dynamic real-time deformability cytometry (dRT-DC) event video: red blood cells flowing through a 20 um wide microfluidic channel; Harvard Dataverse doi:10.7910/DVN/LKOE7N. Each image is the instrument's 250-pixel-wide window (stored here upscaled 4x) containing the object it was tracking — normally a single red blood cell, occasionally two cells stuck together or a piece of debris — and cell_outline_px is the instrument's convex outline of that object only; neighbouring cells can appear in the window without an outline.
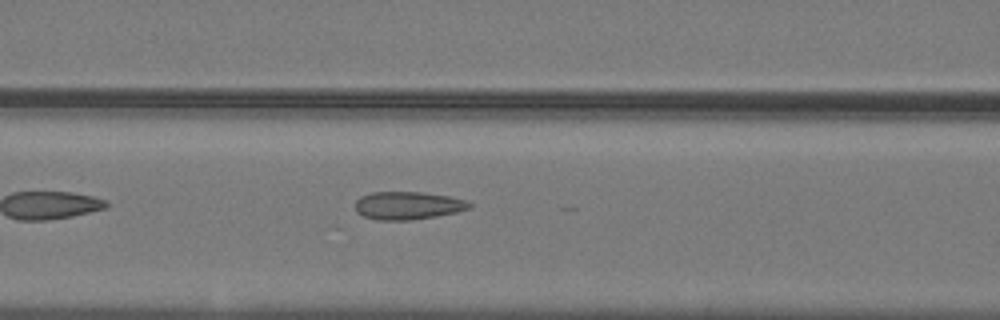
{"species": "common noctule bat (a hibernating species)", "species_latin": "Nyctalus noctula", "temperature_condition": "warm", "stored_images_in_passage": 34, "camera_frame_rate_fps": 3000, "um_per_image_px": 0.085, "animal": {"sex": "male", "body_mass_g": 19.2, "forearm_length_mm": 51.8}, "frame": {"image": 1, "passage_image": 6, "time_ms": 1.667, "image_size_px": [1000, 320], "cell_outline_px": [[472, 204], [468, 208], [456, 212], [436, 216], [412, 220], [376, 220], [364, 216], [356, 212], [356, 200], [360, 196], [372, 192], [420, 192], [448, 196], [464, 200]], "centroid_in_image_um": [34.62, 17.47], "position_along_channel_um": 132.0, "area_um2": 18.44}}
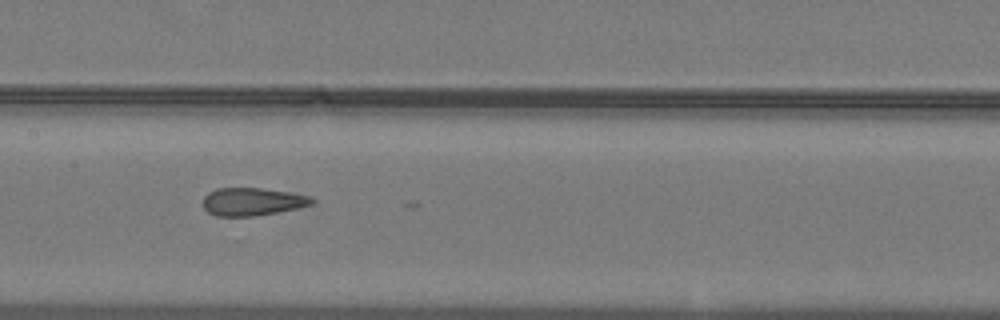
{"frame": {"image": 2, "passage_image": 10, "time_ms": 3.0, "image_size_px": [1000, 320], "cell_outline_px": [[316, 200], [312, 204], [296, 208], [256, 216], [216, 216], [208, 212], [200, 204], [204, 196], [208, 192], [216, 188], [260, 188], [288, 192], [308, 196]], "centroid_in_image_um": [21.37, 17.14], "position_along_channel_um": 186.0, "area_um2": 17.69}, "authors_computed_cell_mechanics": {"area_um2": 18.4671, "velocity_mm_per_s": 4.0496, "shape_relaxation_time_tau1_ms": null, "shape_relaxation_time_tau2_ms": 1.4215, "deformation_change_tau1": null, "deformation_change_tau2": 0.0977}}